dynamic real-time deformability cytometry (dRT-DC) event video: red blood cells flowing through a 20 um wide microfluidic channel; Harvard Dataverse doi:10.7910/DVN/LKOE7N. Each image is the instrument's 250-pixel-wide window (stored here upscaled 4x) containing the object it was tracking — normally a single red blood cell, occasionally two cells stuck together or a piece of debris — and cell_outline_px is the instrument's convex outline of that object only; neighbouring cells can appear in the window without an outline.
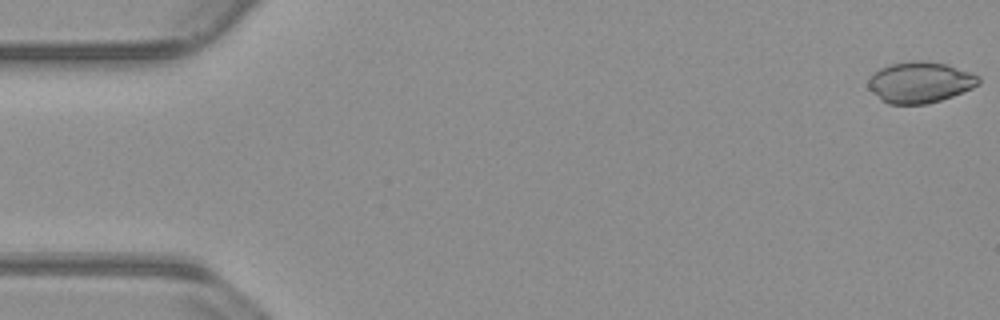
{"species": "common noctule bat (a hibernating species)", "species_latin": "Nyctalus noctula", "temperature_condition": "warm", "stored_images_in_passage": 54, "camera_frame_rate_fps": 3000, "um_per_image_px": 0.085, "animal": {"sex": "male", "body_mass_g": 23.1, "forearm_length_mm": 52.7}, "frame": {"image": 1, "passage_image": 1, "time_ms": 0.0, "image_size_px": [1000, 320], "cell_outline_px": [[980, 84], [972, 88], [952, 96], [928, 104], [888, 104], [880, 100], [868, 88], [868, 80], [880, 68], [892, 64], [916, 60], [928, 60], [948, 64], [972, 72], [980, 76]], "centroid_in_image_um": [78.23, 6.99], "position_along_channel_um": 6.8, "area_um2": 26.59}}
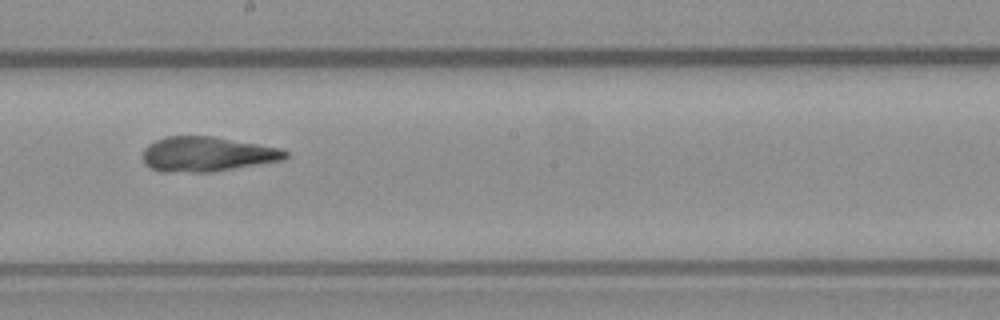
{"frame": {"image": 2, "passage_image": 30, "time_ms": 9.667, "image_size_px": [1000, 320], "cell_outline_px": [[288, 156], [284, 160], [212, 172], [160, 172], [144, 164], [144, 148], [148, 144], [156, 140], [168, 136], [216, 136], [280, 148], [288, 152]], "centroid_in_image_um": [17.61, 13.1], "position_along_channel_um": 230.6, "area_um2": 29.07}}
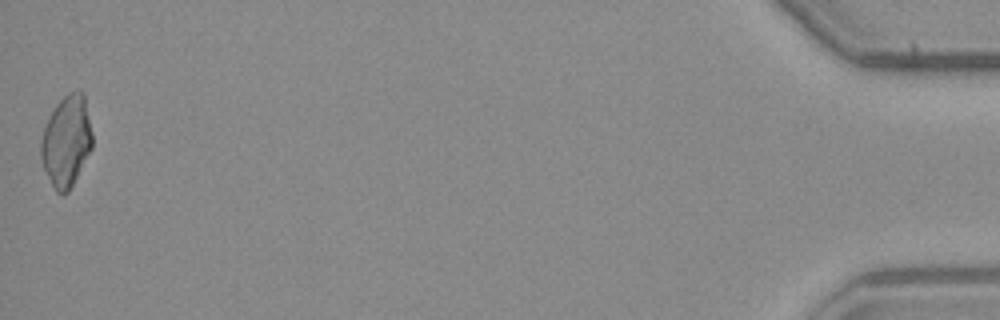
{"frame": {"image": 3, "passage_image": 54, "time_ms": 17.667, "image_size_px": [1000, 320], "cell_outline_px": [[92, 148], [68, 192], [64, 196], [60, 196], [56, 192], [44, 168], [40, 156], [40, 140], [44, 128], [56, 104], [68, 92], [84, 92], [92, 132]], "centroid_in_image_um": [5.64, 12.01], "position_along_channel_um": 429.6, "area_um2": 27.11}, "authors_computed_cell_mechanics": {"area_um2": 28.5532, "velocity_mm_per_s": 3.8183, "shape_relaxation_time_tau1_ms": null, "shape_relaxation_time_tau2_ms": 0.5977, "deformation_change_tau1": null, "deformation_change_tau2": 0.0613}}